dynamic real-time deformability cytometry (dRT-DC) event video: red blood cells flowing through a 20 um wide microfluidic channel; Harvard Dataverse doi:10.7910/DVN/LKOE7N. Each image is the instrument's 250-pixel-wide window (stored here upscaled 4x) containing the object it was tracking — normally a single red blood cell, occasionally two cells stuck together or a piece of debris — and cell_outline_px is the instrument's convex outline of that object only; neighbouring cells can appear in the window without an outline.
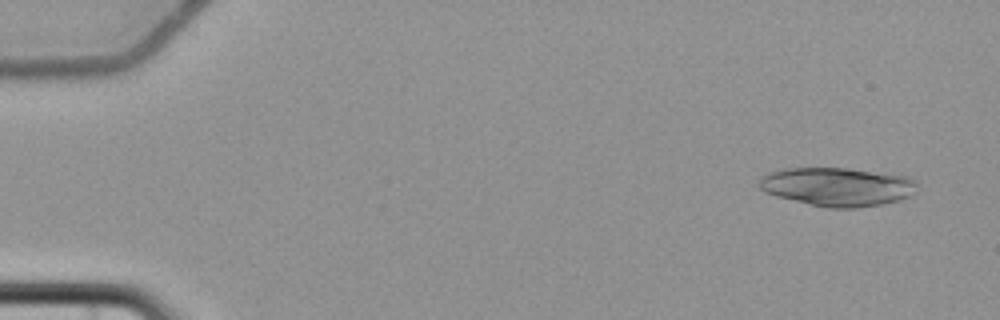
{"species": "common noctule bat (a hibernating species)", "species_latin": "Nyctalus noctula", "temperature_condition": "cold", "stored_images_in_passage": 6, "camera_frame_rate_fps": 3000, "um_per_image_px": 0.085, "animal": {"sex": "female", "body_mass_g": 22.7, "forearm_length_mm": 54.2}, "frame": {"image": 1, "passage_image": 1, "time_ms": 0.0, "image_size_px": [1000, 320], "cell_outline_px": [[916, 192], [912, 196], [900, 200], [880, 204], [856, 208], [828, 208], [808, 204], [776, 196], [764, 192], [756, 184], [760, 176], [768, 172], [784, 168], [848, 168], [908, 176], [916, 180]], "centroid_in_image_um": [71.16, 15.87], "position_along_channel_um": 13.8, "area_um2": 36.01}}
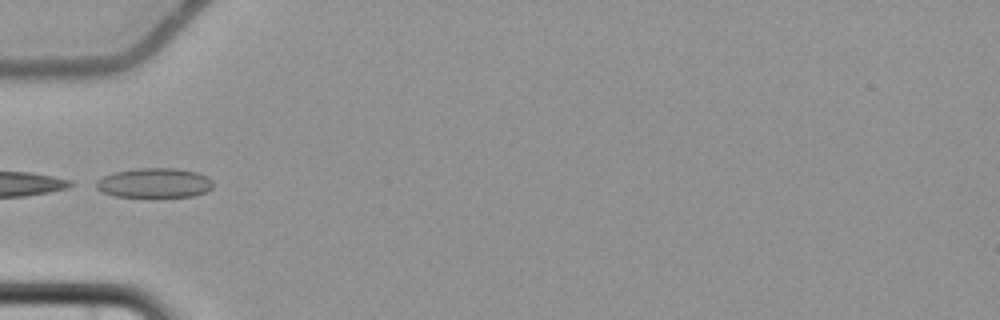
{"frame": {"image": 2, "passage_image": 5, "time_ms": 5.667, "image_size_px": [1000, 320], "cell_outline_px": [[212, 188], [196, 196], [148, 200], [116, 196], [100, 192], [88, 184], [104, 176], [116, 172], [136, 168], [176, 168], [196, 172], [208, 176], [212, 180]], "centroid_in_image_um": [13.05, 15.61], "position_along_channel_um": 71.9, "area_um2": 21.56}}
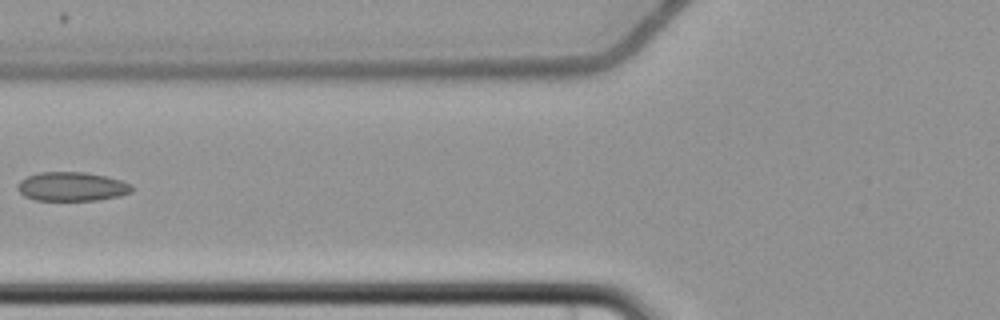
{"frame": {"image": 3, "passage_image": 6, "time_ms": 7.0, "image_size_px": [1000, 320], "cell_outline_px": [[132, 192], [120, 196], [96, 200], [36, 200], [24, 196], [16, 188], [20, 180], [28, 176], [40, 172], [84, 172], [104, 176], [120, 180], [132, 184]], "centroid_in_image_um": [6.1, 15.86], "position_along_channel_um": 119.7, "area_um2": 19.25}}